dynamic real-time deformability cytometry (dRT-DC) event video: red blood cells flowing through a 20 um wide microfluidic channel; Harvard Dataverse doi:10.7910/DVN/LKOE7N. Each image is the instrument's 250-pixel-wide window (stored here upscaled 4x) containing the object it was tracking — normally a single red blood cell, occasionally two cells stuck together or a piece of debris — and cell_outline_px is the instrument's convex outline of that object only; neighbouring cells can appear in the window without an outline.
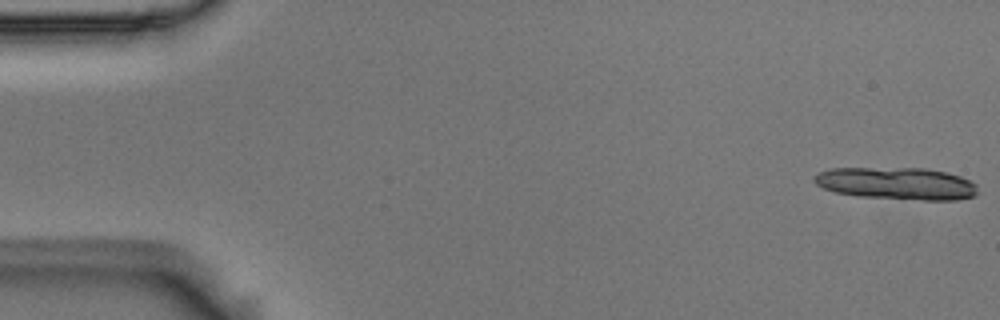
{"species": "Egyptian fruit bat (a non-hibernating species)", "species_latin": "Rousettus aegyptiacus", "temperature_condition": "room temperature", "stored_images_in_passage": 14, "camera_frame_rate_fps": 3000, "um_per_image_px": 0.085, "animal": {"sex": "male"}, "frame": {"image": 1, "passage_image": 1, "time_ms": 0.0, "image_size_px": [1000, 320], "cell_outline_px": [[976, 196], [956, 200], [924, 200], [860, 196], [836, 192], [824, 188], [816, 184], [812, 180], [812, 176], [820, 172], [832, 168], [924, 168], [948, 172], [960, 176], [976, 184]], "centroid_in_image_um": [76.22, 15.59], "position_along_channel_um": 8.8, "area_um2": 30.69}}